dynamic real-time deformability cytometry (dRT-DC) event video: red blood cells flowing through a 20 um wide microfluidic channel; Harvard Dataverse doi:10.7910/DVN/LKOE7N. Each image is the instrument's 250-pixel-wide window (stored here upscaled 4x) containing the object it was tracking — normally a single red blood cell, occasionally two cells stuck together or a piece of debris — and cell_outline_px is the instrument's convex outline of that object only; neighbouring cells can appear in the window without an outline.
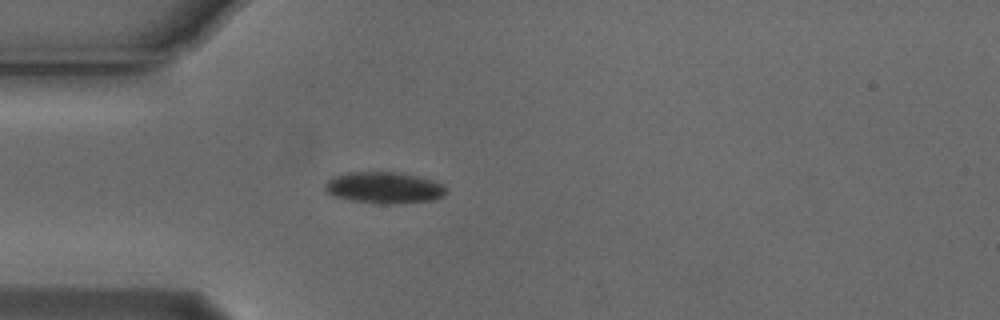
{"species": "Egyptian fruit bat (a non-hibernating species)", "species_latin": "Rousettus aegyptiacus", "temperature_condition": "cold", "stored_images_in_passage": 1, "camera_frame_rate_fps": 3000, "um_per_image_px": 0.085, "animal": {"sex": "male"}, "frame": {"image": 1, "passage_image": 1, "time_ms": 0.0, "image_size_px": [1000, 320], "cell_outline_px": [[444, 196], [432, 200], [392, 204], [384, 204], [348, 200], [332, 196], [324, 188], [324, 184], [332, 176], [348, 172], [396, 172], [416, 176], [432, 180], [444, 184]], "centroid_in_image_um": [32.6, 15.95], "position_along_channel_um": 52.4, "area_um2": 22.2}}